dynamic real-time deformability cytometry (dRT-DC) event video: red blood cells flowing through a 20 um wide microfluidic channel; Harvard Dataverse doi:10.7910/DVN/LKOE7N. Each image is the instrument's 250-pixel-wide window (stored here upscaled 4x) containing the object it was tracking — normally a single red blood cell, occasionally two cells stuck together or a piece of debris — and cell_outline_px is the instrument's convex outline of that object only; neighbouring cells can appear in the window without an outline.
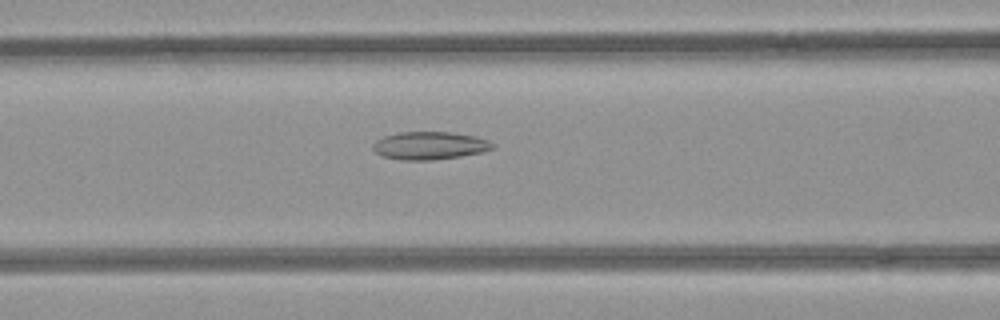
{"species": "common noctule bat (a hibernating species)", "species_latin": "Nyctalus noctula", "temperature_condition": "room temperature", "stored_images_in_passage": 53, "camera_frame_rate_fps": 3000, "um_per_image_px": 0.085, "animal": {"sex": "female", "body_mass_g": 21.9}, "frame": {"image": 1, "passage_image": 22, "time_ms": 7.0, "image_size_px": [1000, 320], "cell_outline_px": [[496, 144], [492, 148], [484, 152], [460, 156], [432, 160], [404, 160], [384, 156], [376, 152], [372, 148], [372, 144], [376, 140], [384, 136], [400, 132], [452, 132], [476, 136], [488, 140]], "centroid_in_image_um": [36.55, 12.37], "position_along_channel_um": 130.1, "area_um2": 19.42}}
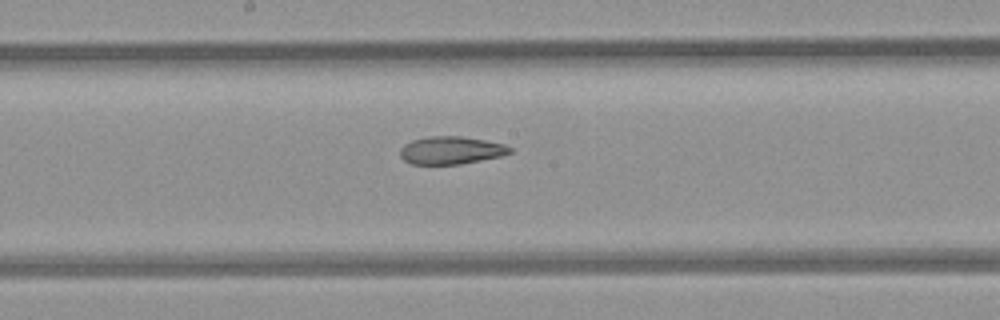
{"frame": {"image": 2, "passage_image": 28, "time_ms": 9.0, "image_size_px": [1000, 320], "cell_outline_px": [[512, 152], [500, 156], [460, 164], [412, 164], [404, 160], [400, 156], [400, 148], [404, 144], [412, 140], [428, 136], [460, 136], [484, 140], [504, 144], [512, 148]], "centroid_in_image_um": [38.31, 12.77], "position_along_channel_um": 209.9, "area_um2": 17.69}}
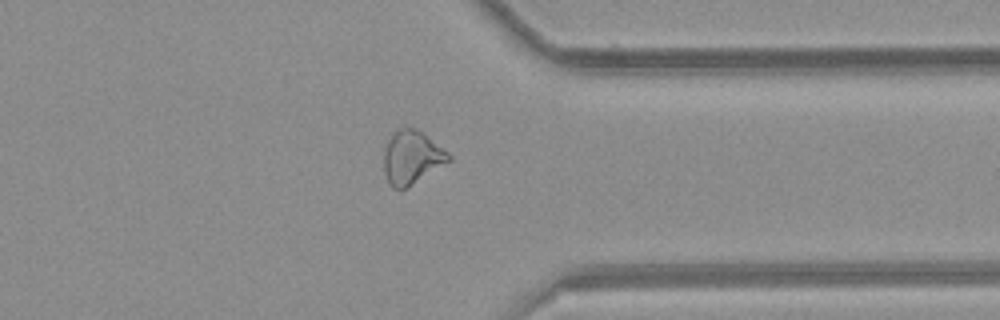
{"frame": {"image": 3, "passage_image": 41, "time_ms": 13.333, "image_size_px": [1000, 320], "cell_outline_px": [[452, 160], [404, 188], [392, 188], [388, 184], [384, 172], [384, 148], [392, 132], [396, 128], [416, 128], [424, 132], [448, 152], [452, 156]], "centroid_in_image_um": [34.99, 13.34], "position_along_channel_um": 376.4, "area_um2": 20.23}, "authors_computed_cell_mechanics": {"area_um2": 22.3686, "velocity_mm_per_s": 3.9793, "shape_relaxation_time_tau1_ms": null, "shape_relaxation_time_tau2_ms": 3.629, "deformation_change_tau1": null, "deformation_change_tau2": 0.1136}}